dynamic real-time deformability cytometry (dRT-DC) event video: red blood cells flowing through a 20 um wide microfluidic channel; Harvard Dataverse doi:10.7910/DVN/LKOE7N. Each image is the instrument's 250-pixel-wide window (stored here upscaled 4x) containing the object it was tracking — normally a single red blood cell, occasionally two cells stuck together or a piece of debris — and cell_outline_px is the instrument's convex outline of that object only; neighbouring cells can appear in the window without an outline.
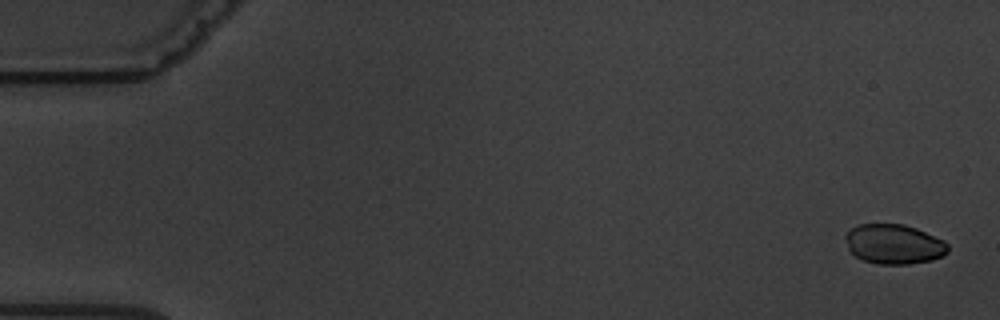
{"species": "common noctule bat (a hibernating species)", "species_latin": "Nyctalus noctula", "temperature_condition": "warm", "stored_images_in_passage": 9, "camera_frame_rate_fps": 3000, "um_per_image_px": 0.085, "animal": {"sex": "male", "body_mass_g": 19.5, "forearm_length_mm": 54.6}, "frame": {"image": 1, "passage_image": 1, "time_ms": 0.0, "image_size_px": [1000, 320], "cell_outline_px": [[948, 252], [932, 260], [908, 264], [880, 264], [864, 260], [856, 256], [848, 248], [844, 236], [852, 228], [860, 224], [904, 224], [916, 228], [944, 240], [948, 244]], "centroid_in_image_um": [75.99, 20.74], "position_along_channel_um": 9.0, "area_um2": 23.58}}
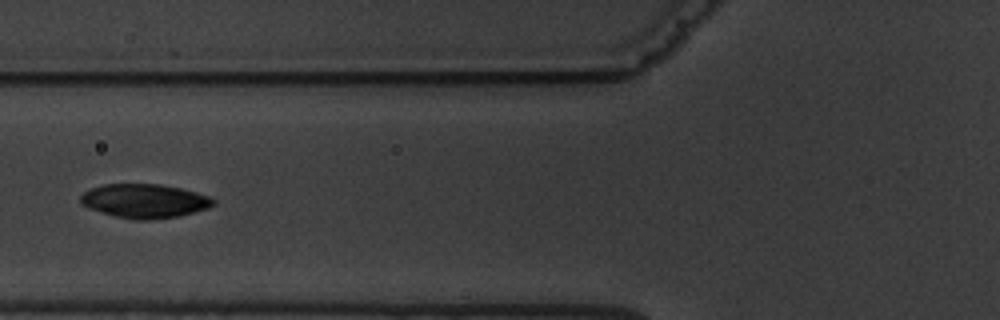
{"frame": {"image": 2, "passage_image": 7, "time_ms": 7.0, "image_size_px": [1000, 320], "cell_outline_px": [[216, 204], [208, 208], [180, 216], [148, 220], [132, 220], [116, 216], [88, 208], [80, 204], [80, 196], [84, 192], [92, 188], [104, 184], [160, 184], [180, 188], [196, 192], [208, 196], [216, 200]], "centroid_in_image_um": [12.29, 17.08], "position_along_channel_um": 113.5, "area_um2": 26.36}}
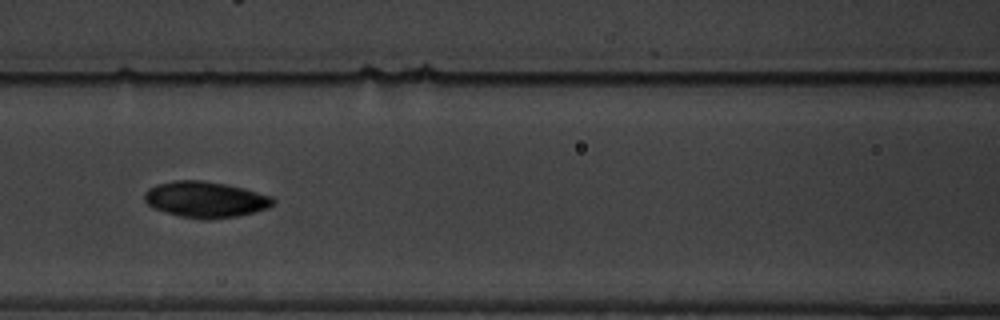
{"frame": {"image": 3, "passage_image": 8, "time_ms": 8.0, "image_size_px": [1000, 320], "cell_outline_px": [[276, 204], [268, 208], [236, 216], [208, 220], [200, 220], [180, 216], [152, 208], [144, 200], [144, 192], [148, 188], [156, 184], [176, 180], [200, 180], [224, 184], [244, 188], [272, 196], [276, 200]], "centroid_in_image_um": [17.46, 16.96], "position_along_channel_um": 149.1, "area_um2": 27.17}}